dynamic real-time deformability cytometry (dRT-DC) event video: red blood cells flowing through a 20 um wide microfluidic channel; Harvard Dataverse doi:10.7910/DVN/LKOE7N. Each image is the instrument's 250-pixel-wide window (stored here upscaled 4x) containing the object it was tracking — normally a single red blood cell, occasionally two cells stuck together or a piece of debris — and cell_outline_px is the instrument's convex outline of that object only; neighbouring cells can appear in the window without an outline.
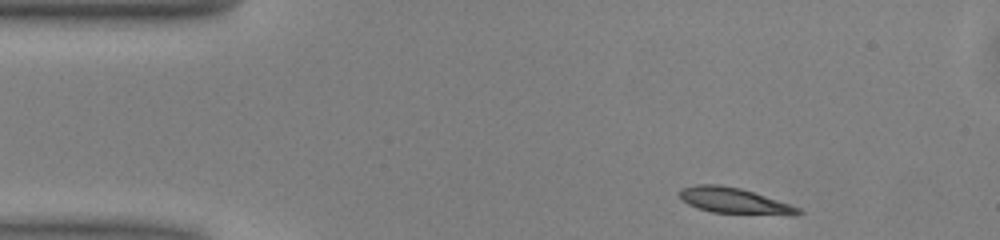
{"species": "common noctule bat (a hibernating species)", "species_latin": "Nyctalus noctula", "temperature_condition": "warm", "stored_images_in_passage": 45, "camera_frame_rate_fps": 3000, "um_per_image_px": 0.085, "animal": {"sex": "male", "body_mass_g": 13.0, "forearm_length_mm": 53.1}, "frame": {"image": 1, "passage_image": 1, "time_ms": 0.0, "image_size_px": [1000, 240], "cell_outline_px": [[804, 212], [796, 216], [792, 216], [712, 212], [688, 204], [680, 200], [680, 188], [696, 184], [720, 184], [740, 188], [800, 208]], "centroid_in_image_um": [62.41, 17.07], "position_along_channel_um": 22.6, "area_um2": 17.86}}
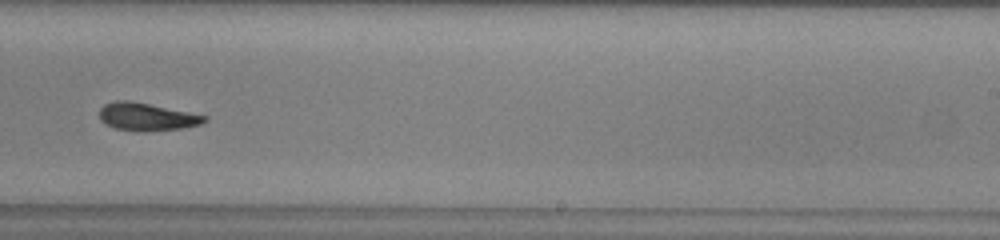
{"frame": {"image": 2, "passage_image": 25, "time_ms": 8.0, "image_size_px": [1000, 240], "cell_outline_px": [[208, 120], [200, 124], [180, 128], [144, 132], [116, 128], [104, 124], [100, 120], [100, 108], [104, 104], [116, 100], [128, 100], [208, 116]], "centroid_in_image_um": [12.44, 9.93], "position_along_channel_um": 276.6, "area_um2": 16.82}}
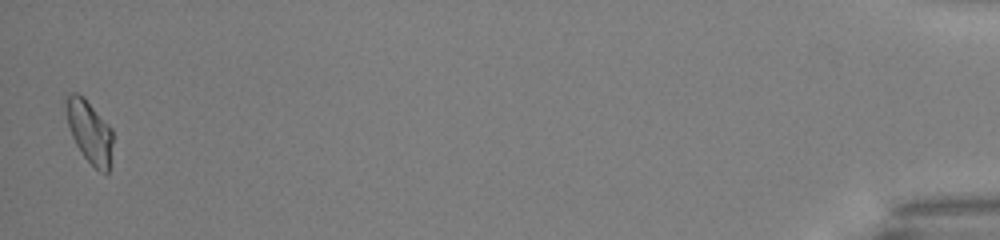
{"frame": {"image": 3, "passage_image": 44, "time_ms": 14.333, "image_size_px": [1000, 240], "cell_outline_px": [[112, 164], [108, 172], [104, 176], [80, 152], [72, 136], [68, 124], [64, 100], [72, 92], [76, 92], [84, 96], [112, 128]], "centroid_in_image_um": [7.64, 11.21], "position_along_channel_um": 427.6, "area_um2": 17.34}, "authors_computed_cell_mechanics": {"area_um2": 17.2244, "velocity_mm_per_s": 4.0145, "shape_relaxation_time_tau1_ms": 5.705, "shape_relaxation_time_tau2_ms": null, "deformation_change_tau1": 0.1619, "deformation_change_tau2": null}}